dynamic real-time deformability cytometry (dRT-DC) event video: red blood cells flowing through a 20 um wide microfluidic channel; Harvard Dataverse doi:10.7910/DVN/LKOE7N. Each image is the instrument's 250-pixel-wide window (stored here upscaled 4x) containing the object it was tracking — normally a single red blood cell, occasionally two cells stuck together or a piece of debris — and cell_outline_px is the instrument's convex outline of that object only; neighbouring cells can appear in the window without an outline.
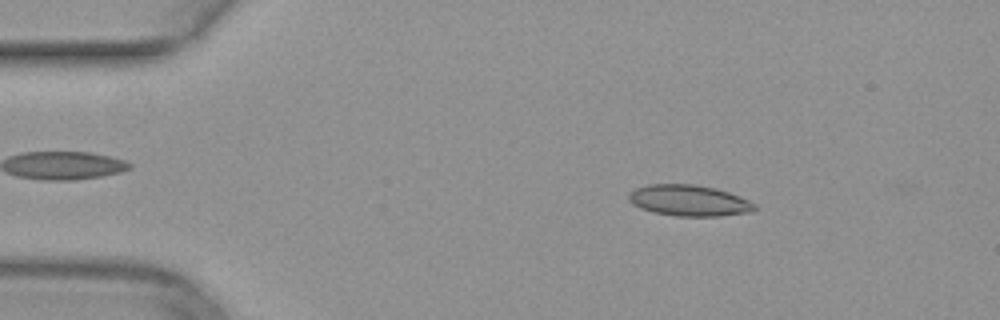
{"species": "common noctule bat (a hibernating species)", "species_latin": "Nyctalus noctula", "temperature_condition": "warm", "stored_images_in_passage": 50, "camera_frame_rate_fps": 3000, "um_per_image_px": 0.085, "animal": {"sex": "female", "body_mass_g": 29.2, "forearm_length_mm": 56.3}, "frame": {"image": 1, "passage_image": 8, "time_ms": 2.333, "image_size_px": [1000, 320], "cell_outline_px": [[756, 208], [752, 212], [720, 216], [676, 216], [652, 212], [640, 208], [632, 204], [628, 200], [628, 196], [636, 188], [648, 184], [696, 184], [716, 188], [728, 192], [748, 200], [756, 204]], "centroid_in_image_um": [58.56, 17.05], "position_along_channel_um": 26.4, "area_um2": 22.89}}
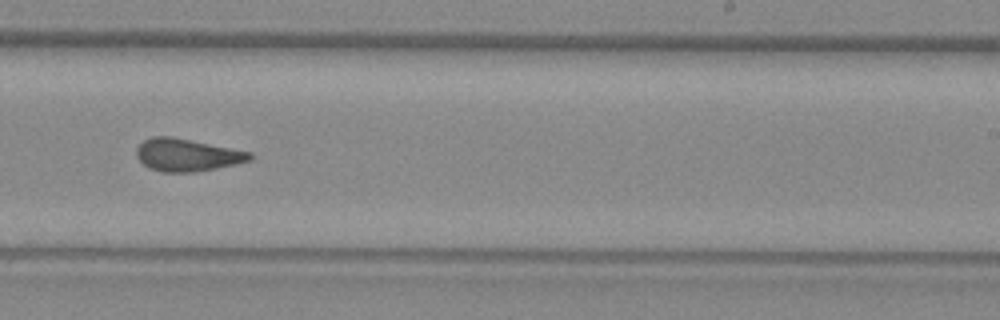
{"frame": {"image": 2, "passage_image": 31, "time_ms": 10.0, "image_size_px": [1000, 320], "cell_outline_px": [[252, 160], [236, 164], [196, 172], [160, 172], [148, 168], [136, 156], [136, 148], [144, 140], [152, 136], [172, 136], [252, 152]], "centroid_in_image_um": [15.89, 13.17], "position_along_channel_um": 273.1, "area_um2": 21.62}}
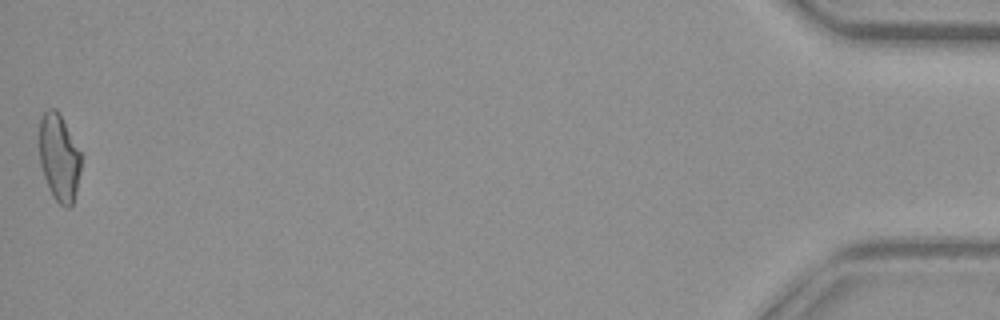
{"frame": {"image": 3, "passage_image": 50, "time_ms": 16.333, "image_size_px": [1000, 320], "cell_outline_px": [[80, 172], [76, 192], [72, 204], [68, 208], [64, 208], [52, 196], [48, 188], [40, 164], [40, 116], [48, 108], [56, 108], [60, 112], [80, 152]], "centroid_in_image_um": [5.01, 13.38], "position_along_channel_um": 430.2, "area_um2": 21.21}}